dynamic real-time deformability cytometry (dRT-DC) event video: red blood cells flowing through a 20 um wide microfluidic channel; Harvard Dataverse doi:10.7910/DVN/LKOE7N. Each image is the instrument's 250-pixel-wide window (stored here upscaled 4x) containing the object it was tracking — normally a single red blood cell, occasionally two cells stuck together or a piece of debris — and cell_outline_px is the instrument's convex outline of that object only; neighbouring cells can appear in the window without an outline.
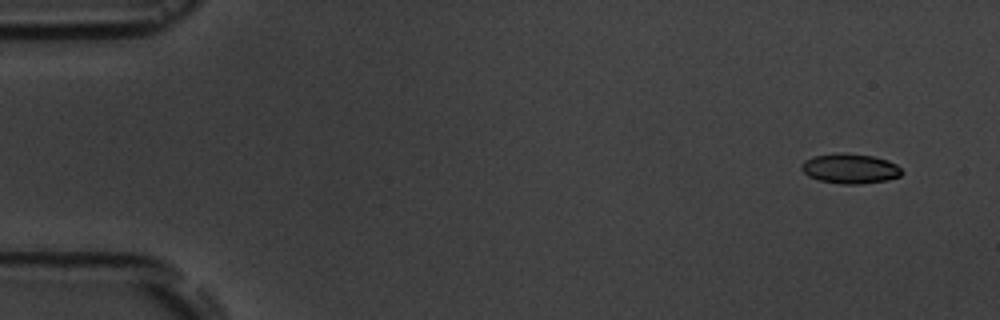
{"species": "common noctule bat (a hibernating species)", "species_latin": "Nyctalus noctula", "temperature_condition": "room temperature", "stored_images_in_passage": 4, "camera_frame_rate_fps": 3000, "um_per_image_px": 0.085, "animal": {"sex": "male", "body_mass_g": 19.5, "forearm_length_mm": 54.6}, "frame": {"image": 1, "passage_image": 1, "time_ms": 0.0, "image_size_px": [1000, 320], "cell_outline_px": [[904, 172], [900, 176], [888, 180], [860, 184], [844, 184], [820, 180], [808, 176], [800, 168], [804, 160], [812, 156], [836, 152], [844, 152], [872, 156], [888, 160], [896, 164]], "centroid_in_image_um": [72.26, 14.31], "position_along_channel_um": 12.7, "area_um2": 17.63}}
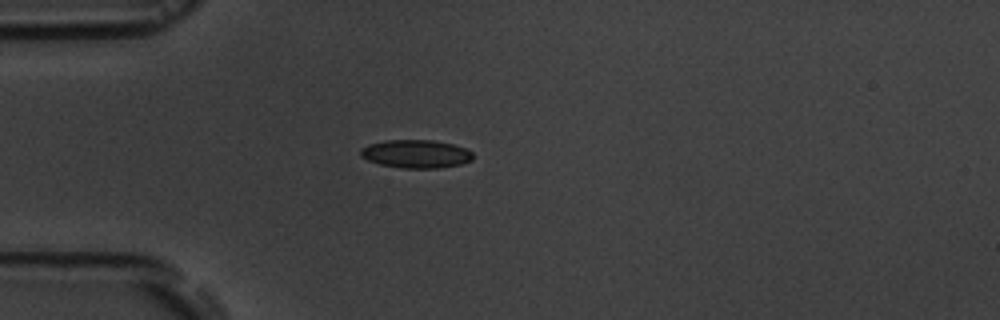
{"frame": {"image": 2, "passage_image": 4, "time_ms": 4.0, "image_size_px": [1000, 320], "cell_outline_px": [[472, 160], [460, 164], [440, 168], [400, 168], [380, 164], [368, 160], [360, 156], [360, 148], [368, 144], [384, 140], [432, 140], [452, 144], [464, 148], [472, 152]], "centroid_in_image_um": [35.32, 13.08], "position_along_channel_um": 49.7, "area_um2": 18.5}}